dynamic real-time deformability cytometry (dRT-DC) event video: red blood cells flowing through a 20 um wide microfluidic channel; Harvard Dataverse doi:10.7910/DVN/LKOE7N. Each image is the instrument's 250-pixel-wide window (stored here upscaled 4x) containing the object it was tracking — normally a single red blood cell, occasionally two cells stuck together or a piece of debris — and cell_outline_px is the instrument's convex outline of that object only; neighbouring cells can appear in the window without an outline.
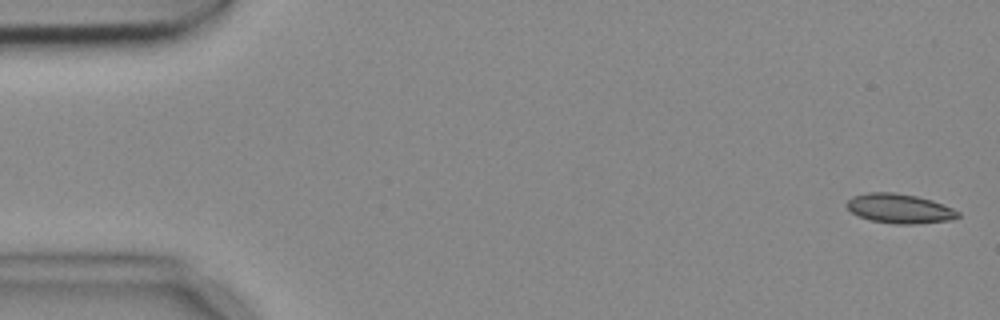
{"species": "common noctule bat (a hibernating species)", "species_latin": "Nyctalus noctula", "temperature_condition": "cold", "stored_images_in_passage": 6, "camera_frame_rate_fps": 3000, "um_per_image_px": 0.085, "animal": {"sex": "female", "body_mass_g": 18.4}, "frame": {"image": 1, "passage_image": 1, "time_ms": 0.0, "image_size_px": [1000, 320], "cell_outline_px": [[960, 216], [948, 220], [916, 224], [896, 224], [872, 220], [860, 216], [852, 212], [848, 208], [848, 200], [852, 196], [868, 192], [892, 192], [916, 196], [932, 200], [952, 208], [960, 212]], "centroid_in_image_um": [76.47, 17.72], "position_along_channel_um": 8.5, "area_um2": 18.84}}